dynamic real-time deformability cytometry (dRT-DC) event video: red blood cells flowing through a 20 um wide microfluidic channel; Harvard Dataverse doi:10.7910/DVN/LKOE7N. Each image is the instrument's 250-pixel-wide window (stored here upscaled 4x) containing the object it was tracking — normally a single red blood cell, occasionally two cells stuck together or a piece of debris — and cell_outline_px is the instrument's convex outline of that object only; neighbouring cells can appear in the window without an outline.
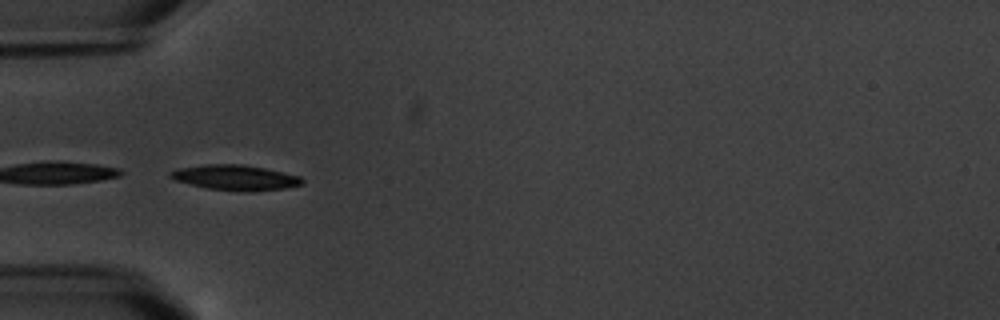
{"species": "common noctule bat (a hibernating species)", "species_latin": "Nyctalus noctula", "temperature_condition": "warm", "stored_images_in_passage": 6, "camera_frame_rate_fps": 3000, "um_per_image_px": 0.085, "animal": {"sex": "male", "body_mass_g": 20.1, "forearm_length_mm": 53.5}, "frame": {"image": 1, "passage_image": 5, "time_ms": 5.667, "image_size_px": [1000, 320], "cell_outline_px": [[304, 184], [284, 188], [248, 192], [208, 188], [176, 180], [168, 176], [168, 172], [176, 168], [204, 164], [244, 164], [264, 168], [300, 176], [304, 180]], "centroid_in_image_um": [19.99, 15.08], "position_along_channel_um": 65.0, "area_um2": 19.36}}